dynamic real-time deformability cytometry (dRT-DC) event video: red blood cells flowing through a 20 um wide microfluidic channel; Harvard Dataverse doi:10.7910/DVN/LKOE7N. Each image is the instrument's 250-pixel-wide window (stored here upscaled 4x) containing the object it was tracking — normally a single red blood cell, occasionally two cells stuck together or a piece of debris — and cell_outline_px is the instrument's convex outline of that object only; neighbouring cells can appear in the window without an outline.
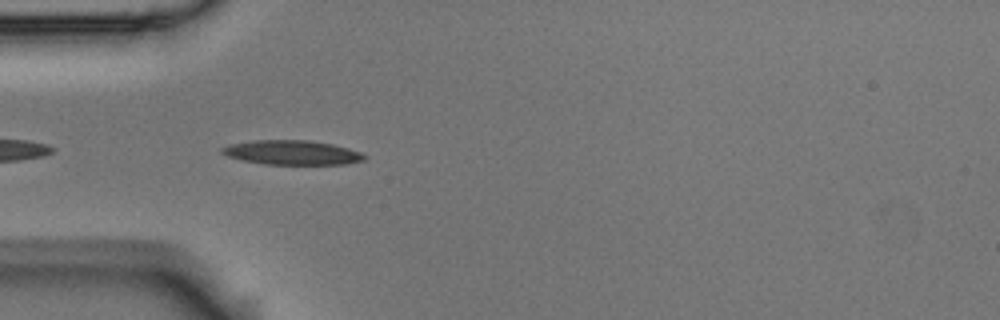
{"species": "Egyptian fruit bat (a non-hibernating species)", "species_latin": "Rousettus aegyptiacus", "temperature_condition": "room temperature", "stored_images_in_passage": 7, "camera_frame_rate_fps": 3000, "um_per_image_px": 0.085, "animal": {"sex": "male"}, "frame": {"image": 1, "passage_image": 1, "time_ms": 0.0, "image_size_px": [1000, 320], "cell_outline_px": [[368, 156], [364, 160], [344, 164], [264, 164], [244, 160], [228, 156], [220, 152], [220, 148], [232, 144], [252, 140], [308, 140], [332, 144], [348, 148], [360, 152]], "centroid_in_image_um": [24.83, 12.96], "position_along_channel_um": 60.2, "area_um2": 20.11}}